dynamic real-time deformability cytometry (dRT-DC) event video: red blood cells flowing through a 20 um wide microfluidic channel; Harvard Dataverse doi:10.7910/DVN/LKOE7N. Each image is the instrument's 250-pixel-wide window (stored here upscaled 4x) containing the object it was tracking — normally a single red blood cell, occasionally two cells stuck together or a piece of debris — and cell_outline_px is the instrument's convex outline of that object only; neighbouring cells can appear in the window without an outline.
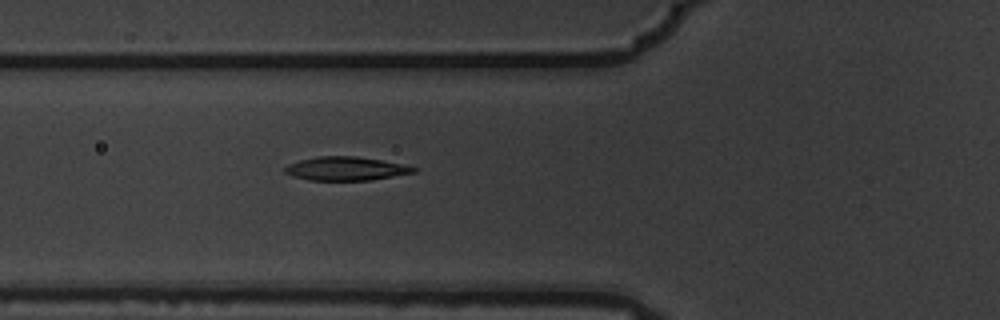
{"species": "common noctule bat (a hibernating species)", "species_latin": "Nyctalus noctula", "temperature_condition": "warm", "stored_images_in_passage": 6, "camera_frame_rate_fps": 3000, "um_per_image_px": 0.085, "animal": {"sex": "male", "body_mass_g": 19.5, "forearm_length_mm": 54.6}, "frame": {"image": 1, "passage_image": 6, "time_ms": 1.667, "image_size_px": [1000, 320], "cell_outline_px": [[420, 168], [416, 172], [372, 180], [308, 180], [292, 176], [284, 172], [284, 168], [288, 164], [300, 160], [316, 156], [356, 156], [380, 160]], "centroid_in_image_um": [29.38, 14.33], "position_along_channel_um": 96.4, "area_um2": 17.74}}